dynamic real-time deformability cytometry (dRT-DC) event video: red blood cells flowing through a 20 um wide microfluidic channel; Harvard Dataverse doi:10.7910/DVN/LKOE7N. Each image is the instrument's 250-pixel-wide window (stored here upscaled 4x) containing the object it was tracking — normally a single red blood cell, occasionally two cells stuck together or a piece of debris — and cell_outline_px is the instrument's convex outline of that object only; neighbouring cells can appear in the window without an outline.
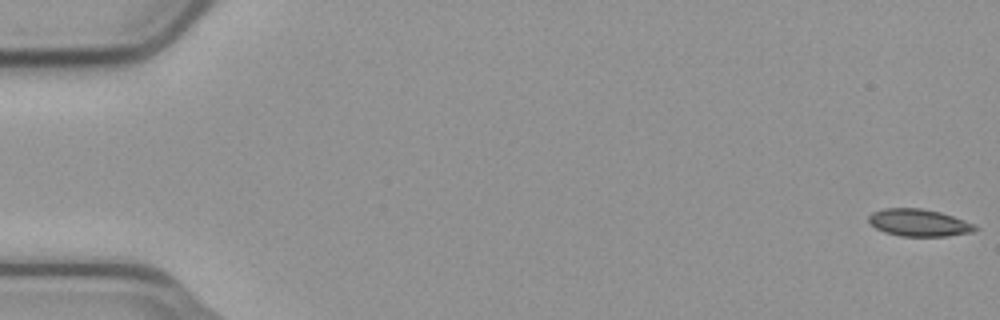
{"species": "common noctule bat (a hibernating species)", "species_latin": "Nyctalus noctula", "temperature_condition": "cold", "stored_images_in_passage": 18, "camera_frame_rate_fps": 3000, "um_per_image_px": 0.085, "animal": {"sex": "male", "body_mass_g": 23.1, "forearm_length_mm": 52.7}, "frame": {"image": 1, "passage_image": 1, "time_ms": 0.0, "image_size_px": [1000, 320], "cell_outline_px": [[980, 228], [972, 232], [948, 236], [900, 236], [884, 232], [868, 224], [868, 216], [872, 212], [884, 208], [920, 208], [940, 212], [976, 224]], "centroid_in_image_um": [78.09, 18.93], "position_along_channel_um": 6.9, "area_um2": 17.05}}
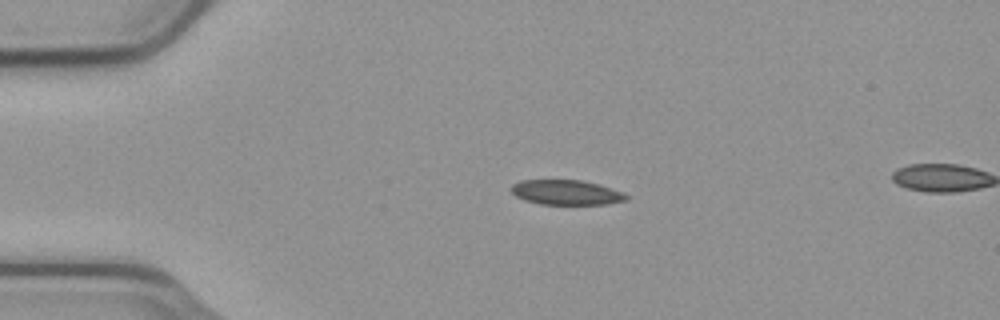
{"frame": {"image": 2, "passage_image": 13, "time_ms": 4.0, "image_size_px": [1000, 320], "cell_outline_px": [[628, 200], [608, 204], [540, 204], [524, 200], [516, 196], [508, 188], [512, 184], [520, 180], [580, 180], [600, 184], [612, 188], [628, 196]], "centroid_in_image_um": [48.1, 16.35], "position_along_channel_um": 36.9, "area_um2": 16.76}}